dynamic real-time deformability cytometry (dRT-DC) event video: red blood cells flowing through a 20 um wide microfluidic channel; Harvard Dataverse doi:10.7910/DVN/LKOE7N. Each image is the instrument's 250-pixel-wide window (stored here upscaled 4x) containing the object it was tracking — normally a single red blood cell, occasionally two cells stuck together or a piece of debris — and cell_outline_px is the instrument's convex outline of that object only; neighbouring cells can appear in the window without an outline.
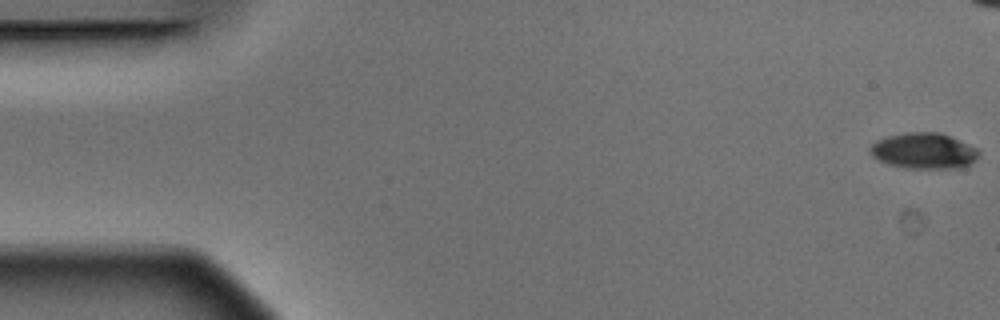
{"species": "Egyptian fruit bat (a non-hibernating species)", "species_latin": "Rousettus aegyptiacus", "temperature_condition": "warm", "stored_images_in_passage": 6, "camera_frame_rate_fps": 3000, "um_per_image_px": 0.085, "animal": {"sex": "male"}, "frame": {"image": 1, "passage_image": 1, "time_ms": 0.0, "image_size_px": [1000, 320], "cell_outline_px": [[980, 156], [976, 160], [964, 168], [904, 168], [888, 164], [872, 156], [868, 152], [868, 148], [876, 140], [888, 136], [904, 132], [940, 132], [968, 144], [976, 148], [980, 152]], "centroid_in_image_um": [78.52, 12.83], "position_along_channel_um": 6.5, "area_um2": 22.95}}